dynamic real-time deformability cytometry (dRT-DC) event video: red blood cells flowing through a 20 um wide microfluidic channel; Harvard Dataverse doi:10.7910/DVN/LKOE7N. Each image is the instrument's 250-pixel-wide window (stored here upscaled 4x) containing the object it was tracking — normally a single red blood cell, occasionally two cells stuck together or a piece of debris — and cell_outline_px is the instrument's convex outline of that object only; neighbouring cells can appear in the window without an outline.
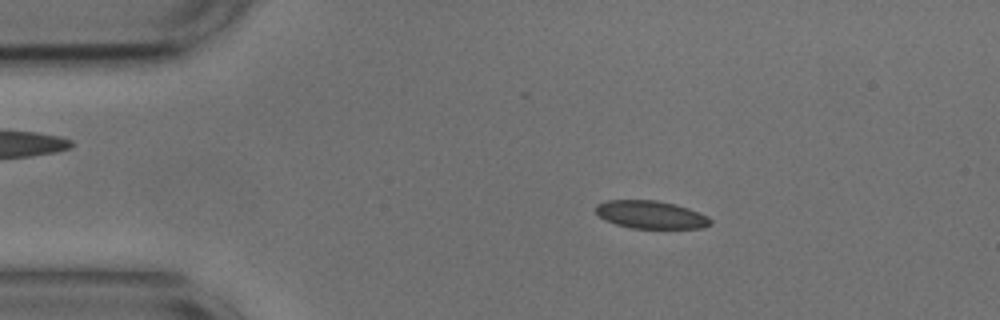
{"species": "common noctule bat (a hibernating species)", "species_latin": "Nyctalus noctula", "temperature_condition": "cold", "stored_images_in_passage": 54, "camera_frame_rate_fps": 3000, "um_per_image_px": 0.085, "animal": {"sex": "male", "body_mass_g": 17.9, "forearm_length_mm": 54.2}, "frame": {"image": 1, "passage_image": 9, "time_ms": 2.667, "image_size_px": [1000, 320], "cell_outline_px": [[712, 224], [700, 228], [632, 228], [616, 224], [604, 220], [596, 212], [596, 204], [608, 200], [656, 200], [676, 204], [688, 208], [708, 216], [712, 220]], "centroid_in_image_um": [55.32, 18.24], "position_along_channel_um": 29.7, "area_um2": 18.61}}
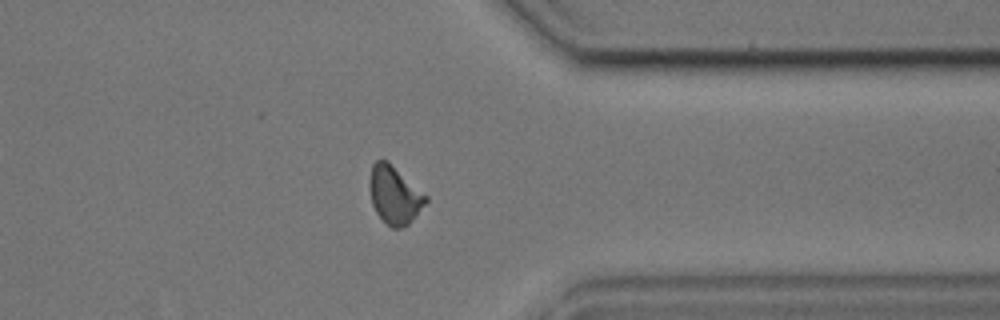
{"frame": {"image": 2, "passage_image": 42, "time_ms": 13.667, "image_size_px": [1000, 320], "cell_outline_px": [[428, 200], [412, 220], [408, 224], [400, 228], [392, 228], [376, 212], [372, 204], [368, 184], [368, 180], [372, 164], [376, 160], [388, 160], [428, 196]], "centroid_in_image_um": [33.52, 16.53], "position_along_channel_um": 377.9, "area_um2": 19.02}}
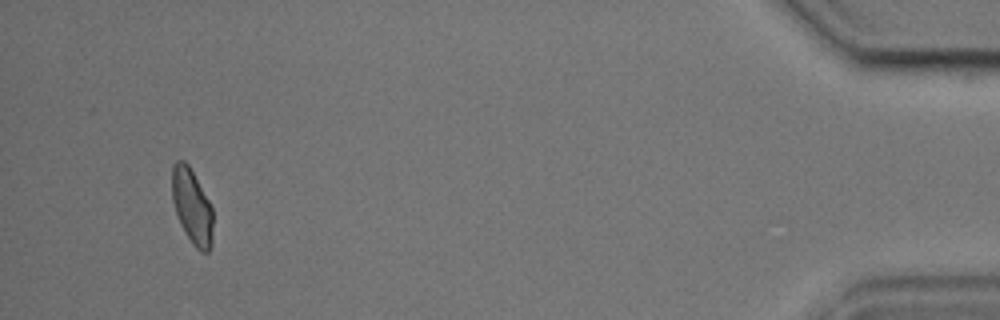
{"frame": {"image": 3, "passage_image": 51, "time_ms": 16.667, "image_size_px": [1000, 320], "cell_outline_px": [[212, 244], [208, 252], [200, 252], [192, 244], [180, 224], [172, 200], [172, 164], [176, 160], [184, 160], [188, 164], [208, 200], [212, 208]], "centroid_in_image_um": [16.31, 17.55], "position_along_channel_um": 418.9, "area_um2": 17.8}, "authors_computed_cell_mechanics": {"area_um2": 18.8428, "velocity_mm_per_s": 3.6385, "shape_relaxation_time_tau1_ms": 5.4368, "shape_relaxation_time_tau2_ms": 2.7023, "deformation_change_tau1": 0.1061, "deformation_change_tau2": 0.0516}}